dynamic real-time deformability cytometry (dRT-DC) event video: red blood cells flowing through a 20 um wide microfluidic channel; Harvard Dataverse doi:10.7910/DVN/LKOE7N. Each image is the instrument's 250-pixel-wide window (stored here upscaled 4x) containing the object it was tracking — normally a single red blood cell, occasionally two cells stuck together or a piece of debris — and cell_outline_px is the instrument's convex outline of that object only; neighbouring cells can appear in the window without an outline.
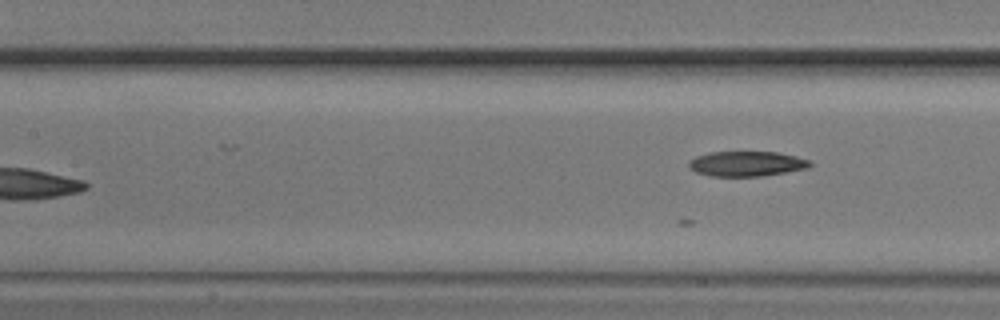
{"species": "common noctule bat (a hibernating species)", "species_latin": "Nyctalus noctula", "temperature_condition": "cold", "stored_images_in_passage": 7, "camera_frame_rate_fps": 3000, "um_per_image_px": 0.085, "animal": {"sex": "male", "body_mass_g": 20.5, "forearm_length_mm": 52.5}, "frame": {"image": 1, "passage_image": 7, "time_ms": 8.667, "image_size_px": [1000, 320], "cell_outline_px": [[812, 164], [808, 168], [760, 176], [712, 176], [696, 172], [688, 168], [688, 160], [696, 156], [708, 152], [776, 152], [796, 156], [808, 160]], "centroid_in_image_um": [63.41, 13.91], "position_along_channel_um": 144.0, "area_um2": 17.63}}